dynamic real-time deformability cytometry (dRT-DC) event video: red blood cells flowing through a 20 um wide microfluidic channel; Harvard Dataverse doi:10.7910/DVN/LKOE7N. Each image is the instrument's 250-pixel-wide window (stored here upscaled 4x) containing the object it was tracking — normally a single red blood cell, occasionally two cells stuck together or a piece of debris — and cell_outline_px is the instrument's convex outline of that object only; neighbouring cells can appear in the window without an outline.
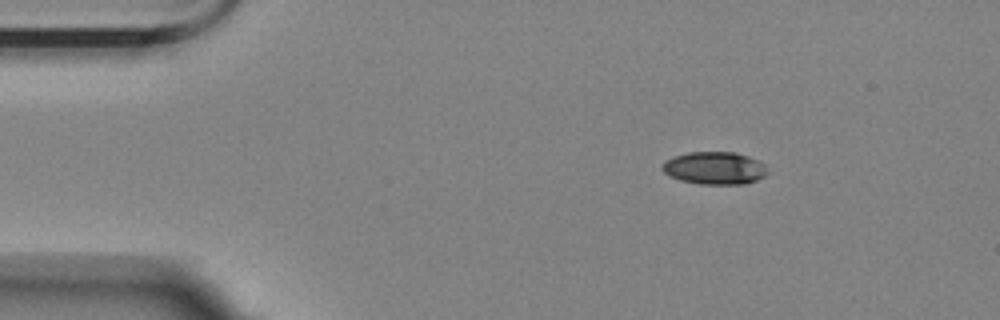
{"species": "Egyptian fruit bat (a non-hibernating species)", "species_latin": "Rousettus aegyptiacus", "temperature_condition": "room temperature", "stored_images_in_passage": 14, "segment_of_instrument_passage": [1, 2], "camera_frame_rate_fps": 3000, "um_per_image_px": 0.085, "animal": {"sex": "female"}, "frame": {"image": 1, "passage_image": 1, "time_ms": 0.0, "image_size_px": [1000, 320], "cell_outline_px": [[768, 172], [764, 176], [756, 180], [744, 184], [700, 184], [680, 180], [664, 172], [660, 168], [664, 160], [672, 156], [688, 152], [736, 152], [748, 156], [764, 164]], "centroid_in_image_um": [60.71, 14.28], "position_along_channel_um": 24.3, "area_um2": 20.06}}
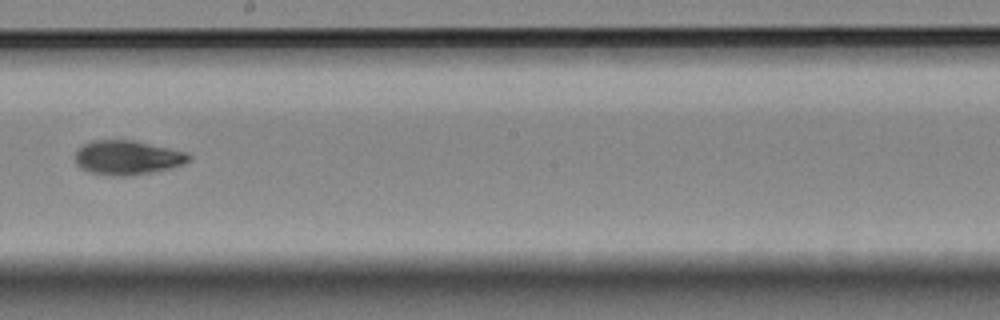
{"frame": {"image": 2, "passage_image": 7, "time_ms": 8.0, "image_size_px": [1000, 320], "cell_outline_px": [[192, 156], [184, 164], [172, 168], [132, 176], [112, 176], [88, 172], [80, 168], [76, 164], [76, 152], [84, 144], [92, 140], [132, 140], [168, 148], [184, 152]], "centroid_in_image_um": [10.81, 13.41], "position_along_channel_um": 237.4, "area_um2": 22.66}}
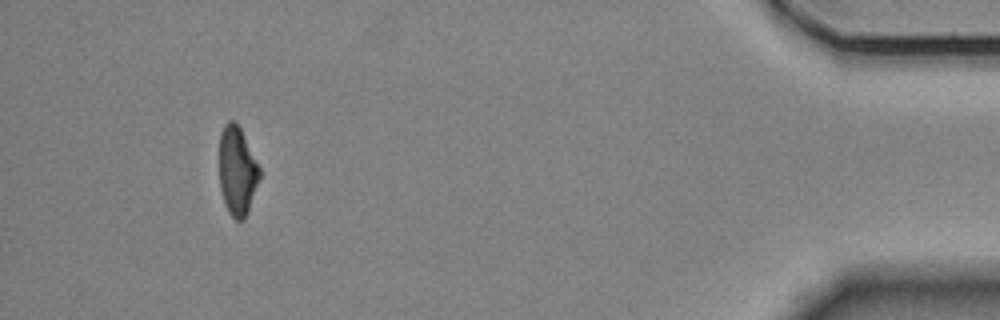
{"frame": {"image": 3, "passage_image": 12, "time_ms": 15.0, "image_size_px": [1000, 320], "cell_outline_px": [[260, 176], [244, 220], [236, 220], [228, 212], [224, 204], [220, 188], [220, 132], [224, 124], [228, 120], [236, 120], [260, 168]], "centroid_in_image_um": [20.14, 14.5], "position_along_channel_um": 415.1, "area_um2": 20.63}}